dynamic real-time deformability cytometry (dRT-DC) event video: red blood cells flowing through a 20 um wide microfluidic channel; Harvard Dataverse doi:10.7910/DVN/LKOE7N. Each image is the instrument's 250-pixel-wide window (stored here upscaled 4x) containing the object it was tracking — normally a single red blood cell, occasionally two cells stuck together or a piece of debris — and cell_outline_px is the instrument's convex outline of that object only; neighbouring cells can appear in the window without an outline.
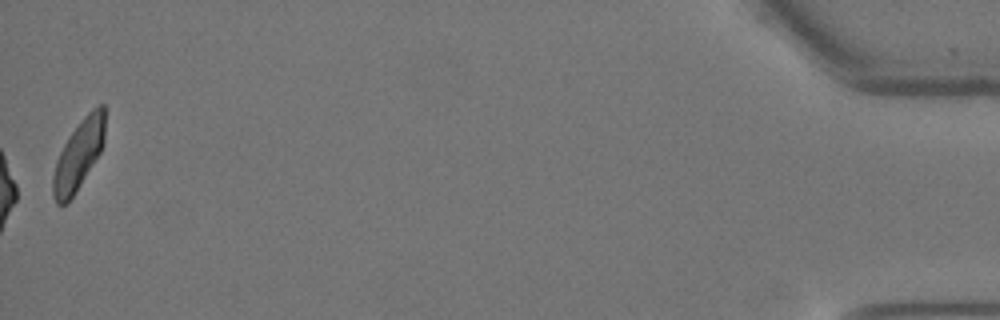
{"species": "Egyptian fruit bat (a non-hibernating species)", "species_latin": "Rousettus aegyptiacus", "temperature_condition": "warm", "stored_images_in_passage": 59, "camera_frame_rate_fps": 3000, "um_per_image_px": 0.085, "animal": {"sex": "female"}, "frame": {"image": 1, "passage_image": 59, "time_ms": 19.333, "image_size_px": [1000, 320], "cell_outline_px": [[104, 144], [100, 152], [76, 192], [68, 204], [56, 204], [52, 196], [52, 176], [56, 160], [68, 136], [84, 116], [92, 108], [100, 104], [104, 104]], "centroid_in_image_um": [6.65, 13.2], "position_along_channel_um": 428.5, "area_um2": 21.15}, "authors_computed_cell_mechanics": {"area_um2": 19.0162, "velocity_mm_per_s": 3.5425, "shape_relaxation_time_tau1_ms": 7.6367, "shape_relaxation_time_tau2_ms": 2.9366, "deformation_change_tau1": 0.2206, "deformation_change_tau2": 0.1048}}